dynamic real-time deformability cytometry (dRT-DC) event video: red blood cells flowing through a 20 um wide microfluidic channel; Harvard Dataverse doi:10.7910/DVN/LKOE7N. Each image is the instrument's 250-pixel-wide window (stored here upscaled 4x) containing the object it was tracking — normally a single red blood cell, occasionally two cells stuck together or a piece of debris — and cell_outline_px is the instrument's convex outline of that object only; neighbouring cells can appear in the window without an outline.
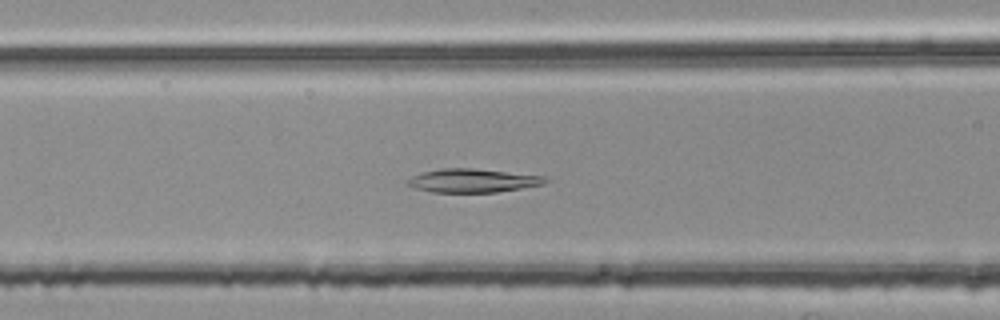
{"species": "common noctule bat (a hibernating species)", "species_latin": "Nyctalus noctula", "temperature_condition": "room temperature", "stored_images_in_passage": 52, "camera_frame_rate_fps": 3000, "um_per_image_px": 0.085, "animal": {"sex": "female", "body_mass_g": 25.1}, "frame": {"image": 1, "passage_image": 22, "time_ms": 7.0, "image_size_px": [1000, 320], "cell_outline_px": [[548, 180], [544, 184], [496, 192], [432, 192], [416, 188], [404, 184], [412, 176], [420, 172], [444, 168], [472, 168], [544, 176]], "centroid_in_image_um": [40.13, 15.35], "position_along_channel_um": 126.5, "area_um2": 18.79}}
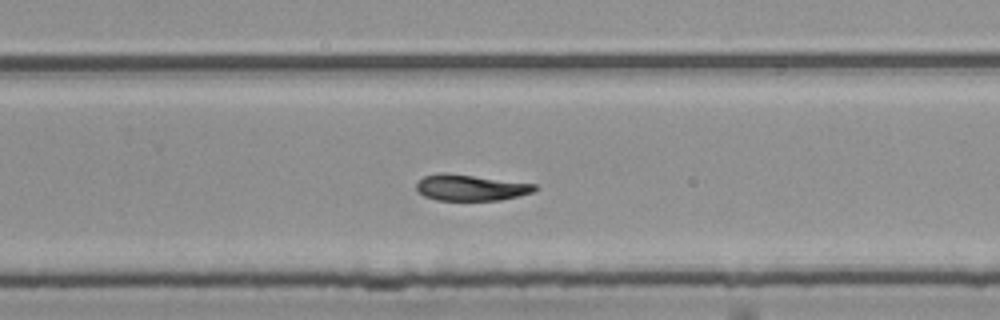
{"frame": {"image": 2, "passage_image": 35, "time_ms": 11.333, "image_size_px": [1000, 320], "cell_outline_px": [[540, 188], [532, 192], [520, 196], [500, 200], [436, 200], [424, 196], [416, 188], [416, 184], [424, 176], [472, 176], [536, 184]], "centroid_in_image_um": [40.11, 16.0], "position_along_channel_um": 289.7, "area_um2": 17.11}}
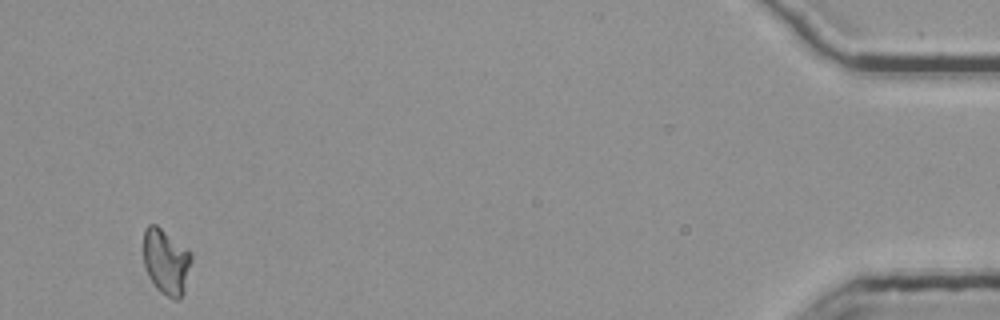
{"frame": {"image": 3, "passage_image": 52, "time_ms": 17.0, "image_size_px": [1000, 320], "cell_outline_px": [[192, 260], [184, 292], [180, 300], [172, 300], [160, 292], [156, 288], [148, 276], [144, 268], [144, 228], [148, 224], [156, 224], [188, 248], [192, 252]], "centroid_in_image_um": [14.13, 22.25], "position_along_channel_um": 421.1, "area_um2": 18.79}}